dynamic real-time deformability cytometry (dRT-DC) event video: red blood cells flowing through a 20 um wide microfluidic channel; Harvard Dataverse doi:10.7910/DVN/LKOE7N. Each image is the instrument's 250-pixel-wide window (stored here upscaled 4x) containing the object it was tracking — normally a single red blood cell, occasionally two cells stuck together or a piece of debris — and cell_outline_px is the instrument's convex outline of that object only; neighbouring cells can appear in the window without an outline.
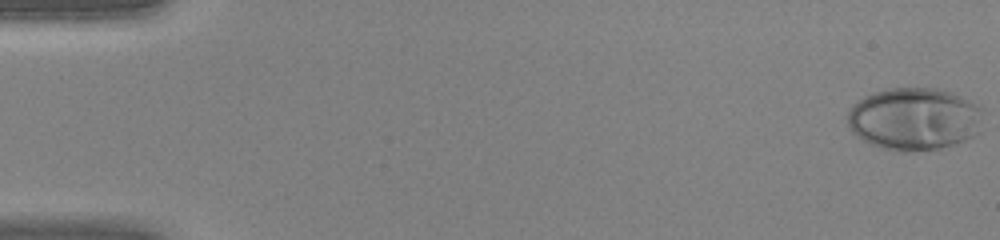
{"species": "human", "species_latin": "Homo sapiens", "temperature_condition": "warm", "stored_images_in_passage": 45, "camera_frame_rate_fps": 3000, "um_per_image_px": 0.085, "donor": {"sex": "female"}, "frame": {"image": 1, "passage_image": 1, "time_ms": 0.0, "image_size_px": [1000, 240], "cell_outline_px": [[980, 132], [956, 144], [940, 148], [908, 152], [896, 152], [872, 144], [856, 136], [852, 132], [848, 124], [848, 112], [852, 104], [864, 96], [888, 88], [936, 88], [960, 96], [968, 100], [980, 108]], "centroid_in_image_um": [77.67, 10.12], "position_along_channel_um": 7.3, "area_um2": 49.19}}
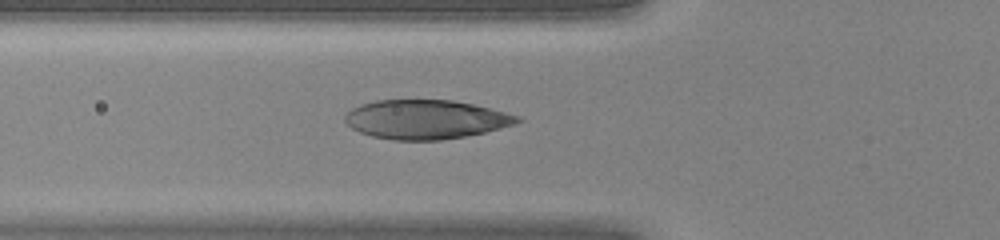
{"frame": {"image": 2, "passage_image": 17, "time_ms": 5.333, "image_size_px": [1000, 240], "cell_outline_px": [[524, 120], [516, 124], [484, 132], [464, 136], [440, 140], [392, 140], [372, 136], [360, 132], [352, 128], [344, 120], [344, 116], [352, 108], [360, 104], [376, 100], [452, 100], [472, 104], [520, 116]], "centroid_in_image_um": [36.18, 10.15], "position_along_channel_um": 89.6, "area_um2": 39.13}}
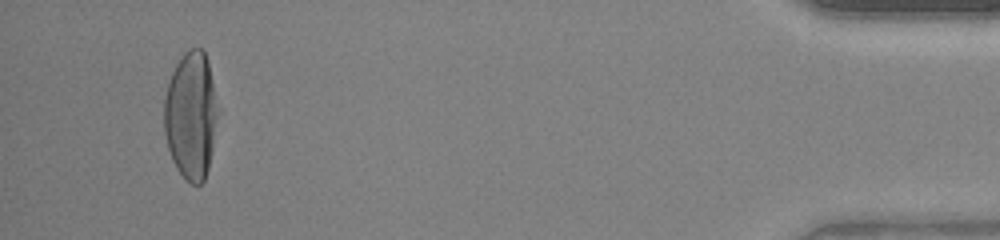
{"frame": {"image": 3, "passage_image": 43, "time_ms": 14.0, "image_size_px": [1000, 240], "cell_outline_px": [[216, 116], [212, 148], [208, 168], [204, 180], [200, 184], [192, 184], [176, 168], [172, 160], [168, 148], [164, 132], [164, 96], [172, 72], [176, 64], [184, 52], [192, 48], [204, 48], [208, 60], [212, 84], [216, 112]], "centroid_in_image_um": [16.19, 9.8], "position_along_channel_um": 419.0, "area_um2": 39.19}}